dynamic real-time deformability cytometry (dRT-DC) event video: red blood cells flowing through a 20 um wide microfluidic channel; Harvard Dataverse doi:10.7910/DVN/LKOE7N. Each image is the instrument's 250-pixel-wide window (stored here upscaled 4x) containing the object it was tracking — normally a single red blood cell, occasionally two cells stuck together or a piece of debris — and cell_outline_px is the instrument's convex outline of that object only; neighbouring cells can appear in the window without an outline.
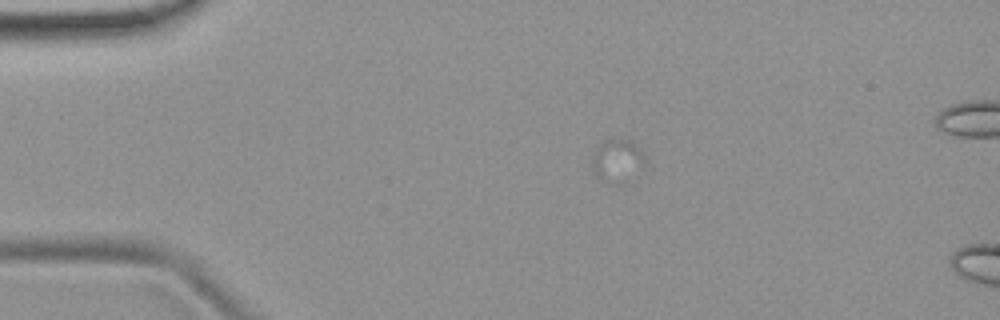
{"species": "common noctule bat (a hibernating species)", "species_latin": "Nyctalus noctula", "temperature_condition": "room temperature", "stored_images_in_passage": 7, "camera_frame_rate_fps": 3000, "um_per_image_px": 0.085, "animal": {"sex": "female", "body_mass_g": 19.9}, "frame": {"image": 1, "passage_image": 3, "time_ms": 0.667, "image_size_px": [1000, 320], "cell_outline_px": [[644, 160], [608, 180], [600, 180], [596, 176], [592, 168], [592, 152], [608, 136], [612, 136], [628, 140], [640, 148], [644, 152]], "centroid_in_image_um": [52.28, 13.38], "position_along_channel_um": 32.7, "area_um2": 11.39}}